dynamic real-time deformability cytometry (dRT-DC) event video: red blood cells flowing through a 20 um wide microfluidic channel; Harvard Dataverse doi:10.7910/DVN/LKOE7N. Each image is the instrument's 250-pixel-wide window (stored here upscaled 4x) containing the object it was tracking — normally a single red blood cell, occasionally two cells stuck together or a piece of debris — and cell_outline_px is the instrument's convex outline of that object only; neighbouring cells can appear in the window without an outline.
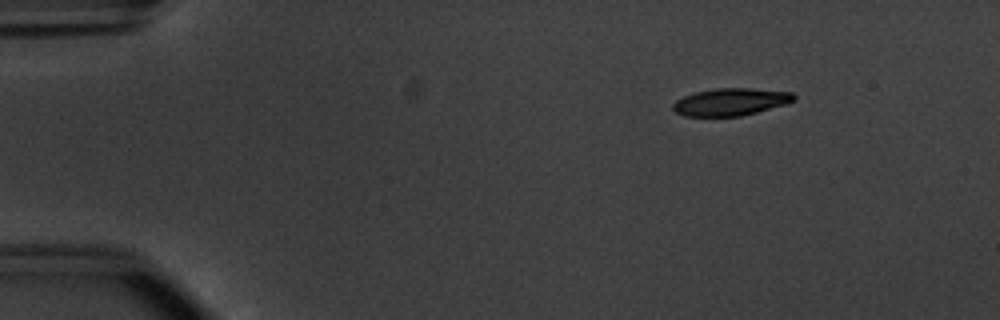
{"species": "common noctule bat (a hibernating species)", "species_latin": "Nyctalus noctula", "temperature_condition": "warm", "stored_images_in_passage": 48, "camera_frame_rate_fps": 3000, "um_per_image_px": 0.085, "animal": {"sex": "male", "body_mass_g": 20.1, "forearm_length_mm": 53.5}, "frame": {"image": 1, "passage_image": 2, "time_ms": 0.333, "image_size_px": [1000, 320], "cell_outline_px": [[796, 100], [788, 104], [740, 116], [684, 116], [676, 112], [672, 108], [672, 104], [676, 100], [684, 96], [696, 92], [716, 88], [752, 88], [792, 92], [796, 96]], "centroid_in_image_um": [62.14, 8.66], "position_along_channel_um": 22.9, "area_um2": 19.36}}
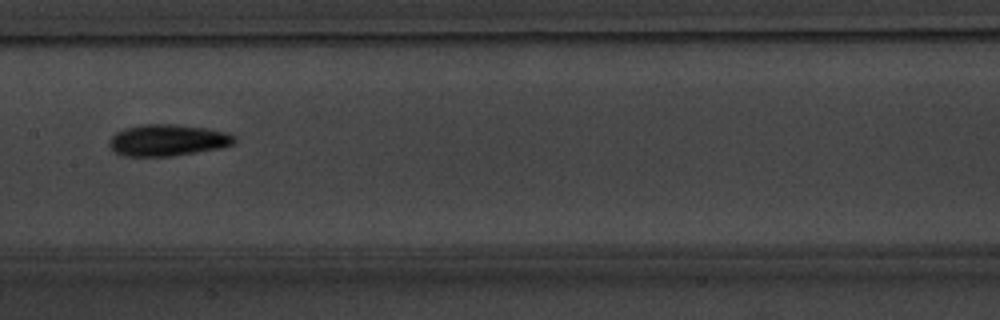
{"frame": {"image": 2, "passage_image": 22, "time_ms": 7.0, "image_size_px": [1000, 320], "cell_outline_px": [[236, 144], [220, 148], [172, 156], [124, 156], [116, 152], [108, 144], [108, 140], [116, 132], [124, 128], [140, 124], [172, 124], [208, 128], [228, 132], [236, 136]], "centroid_in_image_um": [14.28, 11.91], "position_along_channel_um": 193.1, "area_um2": 23.24}}
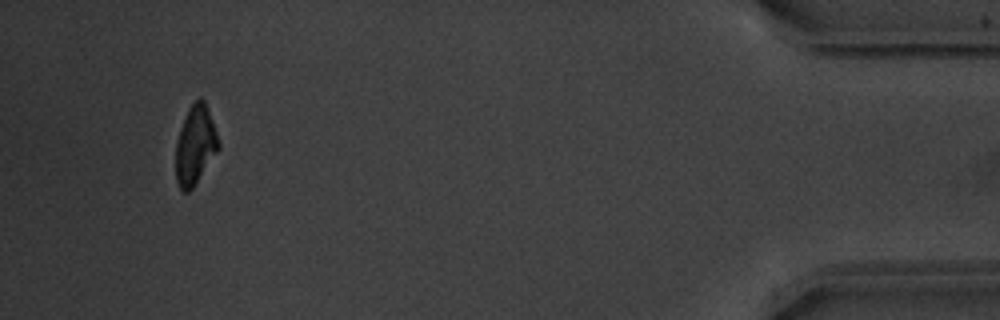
{"frame": {"image": 3, "passage_image": 45, "time_ms": 14.667, "image_size_px": [1000, 320], "cell_outline_px": [[220, 148], [192, 188], [188, 192], [184, 192], [180, 188], [176, 180], [176, 144], [180, 128], [188, 108], [200, 96], [204, 100], [208, 108], [220, 144]], "centroid_in_image_um": [16.6, 12.32], "position_along_channel_um": 418.6, "area_um2": 19.48}, "authors_computed_cell_mechanics": {"area_um2": 20.9236, "velocity_mm_per_s": 3.819, "shape_relaxation_time_tau1_ms": 2.9588, "shape_relaxation_time_tau2_ms": 9.271, "deformation_change_tau1": 0.1503, "deformation_change_tau2": 0.186}}